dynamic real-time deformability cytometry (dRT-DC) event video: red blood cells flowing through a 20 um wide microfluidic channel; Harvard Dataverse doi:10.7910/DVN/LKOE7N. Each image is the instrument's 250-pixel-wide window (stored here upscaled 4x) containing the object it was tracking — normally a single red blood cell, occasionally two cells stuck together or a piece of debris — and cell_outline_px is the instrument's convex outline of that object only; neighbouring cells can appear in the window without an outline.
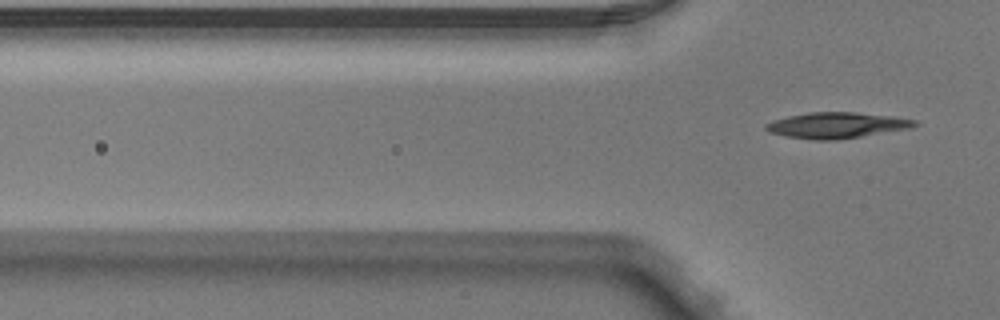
{"species": "Egyptian fruit bat (a non-hibernating species)", "species_latin": "Rousettus aegyptiacus", "temperature_condition": "warm", "stored_images_in_passage": 6, "camera_frame_rate_fps": 3000, "um_per_image_px": 0.085, "animal": {"sex": "male"}, "frame": {"image": 1, "passage_image": 6, "time_ms": 1.667, "image_size_px": [1000, 320], "cell_outline_px": [[920, 124], [912, 128], [836, 140], [816, 140], [784, 136], [772, 132], [764, 128], [764, 124], [788, 116], [808, 112], [856, 112], [892, 116], [916, 120]], "centroid_in_image_um": [71.16, 10.64], "position_along_channel_um": 54.6, "area_um2": 22.37}}